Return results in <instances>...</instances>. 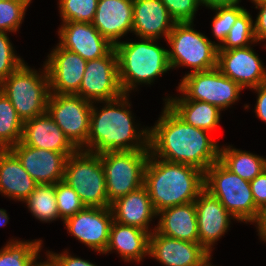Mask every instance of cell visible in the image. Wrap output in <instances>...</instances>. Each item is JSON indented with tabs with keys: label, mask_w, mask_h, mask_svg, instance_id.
<instances>
[{
	"label": "cell",
	"mask_w": 266,
	"mask_h": 266,
	"mask_svg": "<svg viewBox=\"0 0 266 266\" xmlns=\"http://www.w3.org/2000/svg\"><path fill=\"white\" fill-rule=\"evenodd\" d=\"M251 90H254L257 94V101L254 108L256 117L266 123V83L251 88Z\"/></svg>",
	"instance_id": "42"
},
{
	"label": "cell",
	"mask_w": 266,
	"mask_h": 266,
	"mask_svg": "<svg viewBox=\"0 0 266 266\" xmlns=\"http://www.w3.org/2000/svg\"><path fill=\"white\" fill-rule=\"evenodd\" d=\"M36 219L52 222L60 219L56 201V184H38L23 201Z\"/></svg>",
	"instance_id": "29"
},
{
	"label": "cell",
	"mask_w": 266,
	"mask_h": 266,
	"mask_svg": "<svg viewBox=\"0 0 266 266\" xmlns=\"http://www.w3.org/2000/svg\"><path fill=\"white\" fill-rule=\"evenodd\" d=\"M93 26L113 46L132 33L133 0H98Z\"/></svg>",
	"instance_id": "20"
},
{
	"label": "cell",
	"mask_w": 266,
	"mask_h": 266,
	"mask_svg": "<svg viewBox=\"0 0 266 266\" xmlns=\"http://www.w3.org/2000/svg\"><path fill=\"white\" fill-rule=\"evenodd\" d=\"M56 201L60 219L63 222L86 207L75 190L64 180L56 183Z\"/></svg>",
	"instance_id": "36"
},
{
	"label": "cell",
	"mask_w": 266,
	"mask_h": 266,
	"mask_svg": "<svg viewBox=\"0 0 266 266\" xmlns=\"http://www.w3.org/2000/svg\"><path fill=\"white\" fill-rule=\"evenodd\" d=\"M253 19L247 9L237 18L231 27L226 40L218 47V50H230L242 48L252 44H258L254 36Z\"/></svg>",
	"instance_id": "32"
},
{
	"label": "cell",
	"mask_w": 266,
	"mask_h": 266,
	"mask_svg": "<svg viewBox=\"0 0 266 266\" xmlns=\"http://www.w3.org/2000/svg\"><path fill=\"white\" fill-rule=\"evenodd\" d=\"M37 185L10 149H0V194L23 202Z\"/></svg>",
	"instance_id": "25"
},
{
	"label": "cell",
	"mask_w": 266,
	"mask_h": 266,
	"mask_svg": "<svg viewBox=\"0 0 266 266\" xmlns=\"http://www.w3.org/2000/svg\"><path fill=\"white\" fill-rule=\"evenodd\" d=\"M15 51L8 32H0V83L25 62Z\"/></svg>",
	"instance_id": "37"
},
{
	"label": "cell",
	"mask_w": 266,
	"mask_h": 266,
	"mask_svg": "<svg viewBox=\"0 0 266 266\" xmlns=\"http://www.w3.org/2000/svg\"><path fill=\"white\" fill-rule=\"evenodd\" d=\"M250 186L255 205L261 209L266 205V169L250 181Z\"/></svg>",
	"instance_id": "40"
},
{
	"label": "cell",
	"mask_w": 266,
	"mask_h": 266,
	"mask_svg": "<svg viewBox=\"0 0 266 266\" xmlns=\"http://www.w3.org/2000/svg\"><path fill=\"white\" fill-rule=\"evenodd\" d=\"M32 0L0 1V32L16 33Z\"/></svg>",
	"instance_id": "35"
},
{
	"label": "cell",
	"mask_w": 266,
	"mask_h": 266,
	"mask_svg": "<svg viewBox=\"0 0 266 266\" xmlns=\"http://www.w3.org/2000/svg\"><path fill=\"white\" fill-rule=\"evenodd\" d=\"M110 207L115 222L138 227L149 234L155 230V227L151 230L149 224L157 217V212L144 185L116 199Z\"/></svg>",
	"instance_id": "23"
},
{
	"label": "cell",
	"mask_w": 266,
	"mask_h": 266,
	"mask_svg": "<svg viewBox=\"0 0 266 266\" xmlns=\"http://www.w3.org/2000/svg\"><path fill=\"white\" fill-rule=\"evenodd\" d=\"M10 150L37 184H56L64 180L67 157L74 154L34 148L21 141Z\"/></svg>",
	"instance_id": "18"
},
{
	"label": "cell",
	"mask_w": 266,
	"mask_h": 266,
	"mask_svg": "<svg viewBox=\"0 0 266 266\" xmlns=\"http://www.w3.org/2000/svg\"><path fill=\"white\" fill-rule=\"evenodd\" d=\"M129 94L92 104L87 143L80 149L94 154L150 150L149 127L139 129L130 110Z\"/></svg>",
	"instance_id": "2"
},
{
	"label": "cell",
	"mask_w": 266,
	"mask_h": 266,
	"mask_svg": "<svg viewBox=\"0 0 266 266\" xmlns=\"http://www.w3.org/2000/svg\"><path fill=\"white\" fill-rule=\"evenodd\" d=\"M92 104L77 94L50 93L48 99L47 113L78 150L88 140Z\"/></svg>",
	"instance_id": "11"
},
{
	"label": "cell",
	"mask_w": 266,
	"mask_h": 266,
	"mask_svg": "<svg viewBox=\"0 0 266 266\" xmlns=\"http://www.w3.org/2000/svg\"><path fill=\"white\" fill-rule=\"evenodd\" d=\"M204 188L225 206L238 222L255 224L260 209L255 205L250 182L227 169L219 160L204 173Z\"/></svg>",
	"instance_id": "6"
},
{
	"label": "cell",
	"mask_w": 266,
	"mask_h": 266,
	"mask_svg": "<svg viewBox=\"0 0 266 266\" xmlns=\"http://www.w3.org/2000/svg\"><path fill=\"white\" fill-rule=\"evenodd\" d=\"M150 150L105 152L100 154L106 177L108 202L127 195L144 185Z\"/></svg>",
	"instance_id": "10"
},
{
	"label": "cell",
	"mask_w": 266,
	"mask_h": 266,
	"mask_svg": "<svg viewBox=\"0 0 266 266\" xmlns=\"http://www.w3.org/2000/svg\"><path fill=\"white\" fill-rule=\"evenodd\" d=\"M165 104L186 124L210 133L219 126L222 110L215 105L196 100H166Z\"/></svg>",
	"instance_id": "27"
},
{
	"label": "cell",
	"mask_w": 266,
	"mask_h": 266,
	"mask_svg": "<svg viewBox=\"0 0 266 266\" xmlns=\"http://www.w3.org/2000/svg\"><path fill=\"white\" fill-rule=\"evenodd\" d=\"M21 142L61 153H75L78 150L47 112L23 123Z\"/></svg>",
	"instance_id": "22"
},
{
	"label": "cell",
	"mask_w": 266,
	"mask_h": 266,
	"mask_svg": "<svg viewBox=\"0 0 266 266\" xmlns=\"http://www.w3.org/2000/svg\"><path fill=\"white\" fill-rule=\"evenodd\" d=\"M211 256L199 242L170 238L156 230L149 235L148 257L163 266H204Z\"/></svg>",
	"instance_id": "15"
},
{
	"label": "cell",
	"mask_w": 266,
	"mask_h": 266,
	"mask_svg": "<svg viewBox=\"0 0 266 266\" xmlns=\"http://www.w3.org/2000/svg\"><path fill=\"white\" fill-rule=\"evenodd\" d=\"M255 5V8L260 10L255 21L254 25V36L256 42H264L266 40V3L263 2H252ZM266 48V45H265Z\"/></svg>",
	"instance_id": "41"
},
{
	"label": "cell",
	"mask_w": 266,
	"mask_h": 266,
	"mask_svg": "<svg viewBox=\"0 0 266 266\" xmlns=\"http://www.w3.org/2000/svg\"><path fill=\"white\" fill-rule=\"evenodd\" d=\"M215 11L212 20V33L217 39L216 46L220 47L231 29L236 22L237 18L246 10L239 4L229 6H217L211 8Z\"/></svg>",
	"instance_id": "34"
},
{
	"label": "cell",
	"mask_w": 266,
	"mask_h": 266,
	"mask_svg": "<svg viewBox=\"0 0 266 266\" xmlns=\"http://www.w3.org/2000/svg\"><path fill=\"white\" fill-rule=\"evenodd\" d=\"M9 222V215L5 209L0 208V227L7 225Z\"/></svg>",
	"instance_id": "46"
},
{
	"label": "cell",
	"mask_w": 266,
	"mask_h": 266,
	"mask_svg": "<svg viewBox=\"0 0 266 266\" xmlns=\"http://www.w3.org/2000/svg\"><path fill=\"white\" fill-rule=\"evenodd\" d=\"M58 29L59 44L86 61L106 56L114 48L92 23L62 22Z\"/></svg>",
	"instance_id": "19"
},
{
	"label": "cell",
	"mask_w": 266,
	"mask_h": 266,
	"mask_svg": "<svg viewBox=\"0 0 266 266\" xmlns=\"http://www.w3.org/2000/svg\"><path fill=\"white\" fill-rule=\"evenodd\" d=\"M64 181L75 190L86 207H110L106 177L99 154L77 150L67 157Z\"/></svg>",
	"instance_id": "8"
},
{
	"label": "cell",
	"mask_w": 266,
	"mask_h": 266,
	"mask_svg": "<svg viewBox=\"0 0 266 266\" xmlns=\"http://www.w3.org/2000/svg\"><path fill=\"white\" fill-rule=\"evenodd\" d=\"M251 2H263L266 3V0H250Z\"/></svg>",
	"instance_id": "47"
},
{
	"label": "cell",
	"mask_w": 266,
	"mask_h": 266,
	"mask_svg": "<svg viewBox=\"0 0 266 266\" xmlns=\"http://www.w3.org/2000/svg\"><path fill=\"white\" fill-rule=\"evenodd\" d=\"M181 96L166 95V100H196L217 106L220 110L235 104L240 99L243 88L232 79L223 75L218 68L208 71L186 73L177 89Z\"/></svg>",
	"instance_id": "9"
},
{
	"label": "cell",
	"mask_w": 266,
	"mask_h": 266,
	"mask_svg": "<svg viewBox=\"0 0 266 266\" xmlns=\"http://www.w3.org/2000/svg\"><path fill=\"white\" fill-rule=\"evenodd\" d=\"M46 254L50 256L54 266H97L88 260L81 259V257L71 255L67 249L61 253H54L48 250Z\"/></svg>",
	"instance_id": "39"
},
{
	"label": "cell",
	"mask_w": 266,
	"mask_h": 266,
	"mask_svg": "<svg viewBox=\"0 0 266 266\" xmlns=\"http://www.w3.org/2000/svg\"><path fill=\"white\" fill-rule=\"evenodd\" d=\"M251 46L218 50L217 68L243 89L266 83V66Z\"/></svg>",
	"instance_id": "14"
},
{
	"label": "cell",
	"mask_w": 266,
	"mask_h": 266,
	"mask_svg": "<svg viewBox=\"0 0 266 266\" xmlns=\"http://www.w3.org/2000/svg\"><path fill=\"white\" fill-rule=\"evenodd\" d=\"M204 266H214L211 264V262L209 261L208 263H206Z\"/></svg>",
	"instance_id": "48"
},
{
	"label": "cell",
	"mask_w": 266,
	"mask_h": 266,
	"mask_svg": "<svg viewBox=\"0 0 266 266\" xmlns=\"http://www.w3.org/2000/svg\"><path fill=\"white\" fill-rule=\"evenodd\" d=\"M219 161L231 172L249 182L266 169L265 157L233 148L232 145L220 147Z\"/></svg>",
	"instance_id": "28"
},
{
	"label": "cell",
	"mask_w": 266,
	"mask_h": 266,
	"mask_svg": "<svg viewBox=\"0 0 266 266\" xmlns=\"http://www.w3.org/2000/svg\"><path fill=\"white\" fill-rule=\"evenodd\" d=\"M112 222L111 207H85L63 223L69 235L87 248L103 254L109 243Z\"/></svg>",
	"instance_id": "13"
},
{
	"label": "cell",
	"mask_w": 266,
	"mask_h": 266,
	"mask_svg": "<svg viewBox=\"0 0 266 266\" xmlns=\"http://www.w3.org/2000/svg\"><path fill=\"white\" fill-rule=\"evenodd\" d=\"M175 23L161 0H133L132 33L136 37L166 41Z\"/></svg>",
	"instance_id": "21"
},
{
	"label": "cell",
	"mask_w": 266,
	"mask_h": 266,
	"mask_svg": "<svg viewBox=\"0 0 266 266\" xmlns=\"http://www.w3.org/2000/svg\"><path fill=\"white\" fill-rule=\"evenodd\" d=\"M194 22L175 23L166 41L170 48L168 59L171 69L191 68V72L217 68L218 47L215 41L196 31Z\"/></svg>",
	"instance_id": "7"
},
{
	"label": "cell",
	"mask_w": 266,
	"mask_h": 266,
	"mask_svg": "<svg viewBox=\"0 0 266 266\" xmlns=\"http://www.w3.org/2000/svg\"><path fill=\"white\" fill-rule=\"evenodd\" d=\"M140 40V41H139ZM158 39L139 38L121 41L114 46L118 59V77L124 94H131L138 85H153L155 79L170 71L168 49L160 47Z\"/></svg>",
	"instance_id": "4"
},
{
	"label": "cell",
	"mask_w": 266,
	"mask_h": 266,
	"mask_svg": "<svg viewBox=\"0 0 266 266\" xmlns=\"http://www.w3.org/2000/svg\"><path fill=\"white\" fill-rule=\"evenodd\" d=\"M168 10L169 15L176 23L193 22L199 0H161Z\"/></svg>",
	"instance_id": "38"
},
{
	"label": "cell",
	"mask_w": 266,
	"mask_h": 266,
	"mask_svg": "<svg viewBox=\"0 0 266 266\" xmlns=\"http://www.w3.org/2000/svg\"><path fill=\"white\" fill-rule=\"evenodd\" d=\"M47 57L44 63L49 76L50 93L76 94L87 61L79 54L63 48L59 43Z\"/></svg>",
	"instance_id": "16"
},
{
	"label": "cell",
	"mask_w": 266,
	"mask_h": 266,
	"mask_svg": "<svg viewBox=\"0 0 266 266\" xmlns=\"http://www.w3.org/2000/svg\"><path fill=\"white\" fill-rule=\"evenodd\" d=\"M200 5L207 7L208 9L217 6H229L236 5L241 2V0H199Z\"/></svg>",
	"instance_id": "44"
},
{
	"label": "cell",
	"mask_w": 266,
	"mask_h": 266,
	"mask_svg": "<svg viewBox=\"0 0 266 266\" xmlns=\"http://www.w3.org/2000/svg\"><path fill=\"white\" fill-rule=\"evenodd\" d=\"M43 241L38 239L9 240L0 249V266H29L31 262L40 255L43 249Z\"/></svg>",
	"instance_id": "30"
},
{
	"label": "cell",
	"mask_w": 266,
	"mask_h": 266,
	"mask_svg": "<svg viewBox=\"0 0 266 266\" xmlns=\"http://www.w3.org/2000/svg\"><path fill=\"white\" fill-rule=\"evenodd\" d=\"M149 127L150 153L158 159L193 166L204 173L219 160L220 146L208 131L186 124L165 103Z\"/></svg>",
	"instance_id": "1"
},
{
	"label": "cell",
	"mask_w": 266,
	"mask_h": 266,
	"mask_svg": "<svg viewBox=\"0 0 266 266\" xmlns=\"http://www.w3.org/2000/svg\"><path fill=\"white\" fill-rule=\"evenodd\" d=\"M159 216V217H158ZM155 230L167 237L199 242L195 202L165 208L157 213Z\"/></svg>",
	"instance_id": "24"
},
{
	"label": "cell",
	"mask_w": 266,
	"mask_h": 266,
	"mask_svg": "<svg viewBox=\"0 0 266 266\" xmlns=\"http://www.w3.org/2000/svg\"><path fill=\"white\" fill-rule=\"evenodd\" d=\"M23 123L10 100L0 90V149H10L21 141Z\"/></svg>",
	"instance_id": "31"
},
{
	"label": "cell",
	"mask_w": 266,
	"mask_h": 266,
	"mask_svg": "<svg viewBox=\"0 0 266 266\" xmlns=\"http://www.w3.org/2000/svg\"><path fill=\"white\" fill-rule=\"evenodd\" d=\"M26 64L24 62L0 83V90L10 100L23 122L47 112L50 96L45 63L39 72Z\"/></svg>",
	"instance_id": "5"
},
{
	"label": "cell",
	"mask_w": 266,
	"mask_h": 266,
	"mask_svg": "<svg viewBox=\"0 0 266 266\" xmlns=\"http://www.w3.org/2000/svg\"><path fill=\"white\" fill-rule=\"evenodd\" d=\"M261 241H266V205L260 209L259 217L254 224Z\"/></svg>",
	"instance_id": "43"
},
{
	"label": "cell",
	"mask_w": 266,
	"mask_h": 266,
	"mask_svg": "<svg viewBox=\"0 0 266 266\" xmlns=\"http://www.w3.org/2000/svg\"><path fill=\"white\" fill-rule=\"evenodd\" d=\"M62 22L92 23L95 17L98 0H58Z\"/></svg>",
	"instance_id": "33"
},
{
	"label": "cell",
	"mask_w": 266,
	"mask_h": 266,
	"mask_svg": "<svg viewBox=\"0 0 266 266\" xmlns=\"http://www.w3.org/2000/svg\"><path fill=\"white\" fill-rule=\"evenodd\" d=\"M144 186L158 213L168 207L194 202L204 189V172L190 165L158 159L150 153Z\"/></svg>",
	"instance_id": "3"
},
{
	"label": "cell",
	"mask_w": 266,
	"mask_h": 266,
	"mask_svg": "<svg viewBox=\"0 0 266 266\" xmlns=\"http://www.w3.org/2000/svg\"><path fill=\"white\" fill-rule=\"evenodd\" d=\"M149 233L134 226L120 224L113 220L109 243L103 254L116 251L124 262H141L148 256Z\"/></svg>",
	"instance_id": "26"
},
{
	"label": "cell",
	"mask_w": 266,
	"mask_h": 266,
	"mask_svg": "<svg viewBox=\"0 0 266 266\" xmlns=\"http://www.w3.org/2000/svg\"><path fill=\"white\" fill-rule=\"evenodd\" d=\"M196 206L199 243L212 255L213 247L236 220L225 206L205 188L194 201Z\"/></svg>",
	"instance_id": "17"
},
{
	"label": "cell",
	"mask_w": 266,
	"mask_h": 266,
	"mask_svg": "<svg viewBox=\"0 0 266 266\" xmlns=\"http://www.w3.org/2000/svg\"><path fill=\"white\" fill-rule=\"evenodd\" d=\"M45 256H46L47 260L45 258V261H43V262L41 260L39 261L38 259H40L39 257H41L39 255L31 262V264L29 266H54V263H53L52 259L50 258V256L48 254H46Z\"/></svg>",
	"instance_id": "45"
},
{
	"label": "cell",
	"mask_w": 266,
	"mask_h": 266,
	"mask_svg": "<svg viewBox=\"0 0 266 266\" xmlns=\"http://www.w3.org/2000/svg\"><path fill=\"white\" fill-rule=\"evenodd\" d=\"M76 94L91 103L113 100L123 94L119 83L115 48L106 56L87 61L80 88Z\"/></svg>",
	"instance_id": "12"
}]
</instances>
